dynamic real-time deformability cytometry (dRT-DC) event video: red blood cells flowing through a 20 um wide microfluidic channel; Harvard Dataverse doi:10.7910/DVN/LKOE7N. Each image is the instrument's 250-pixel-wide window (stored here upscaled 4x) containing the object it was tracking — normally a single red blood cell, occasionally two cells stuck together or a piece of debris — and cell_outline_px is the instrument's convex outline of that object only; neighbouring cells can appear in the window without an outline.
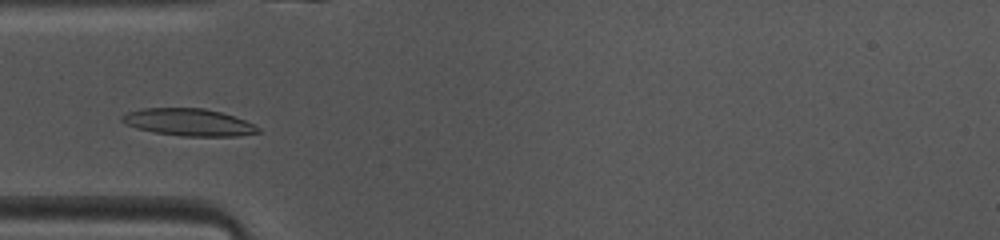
{"species": "common noctule bat (a hibernating species)", "species_latin": "Nyctalus noctula", "temperature_condition": "warm", "stored_images_in_passage": 39, "camera_frame_rate_fps": 3000, "um_per_image_px": 0.085, "animal": {"sex": "female", "body_mass_g": 10.0, "forearm_length_mm": 53.1}, "frame": {"image": 1, "passage_image": 5, "time_ms": 1.333, "image_size_px": [1000, 240], "cell_outline_px": [[260, 132], [236, 136], [180, 136], [156, 132], [136, 128], [124, 124], [120, 120], [120, 116], [128, 112], [144, 108], [204, 108], [220, 112], [244, 120], [260, 128]], "centroid_in_image_um": [15.99, 10.39], "position_along_channel_um": 69.0, "area_um2": 21.44}}
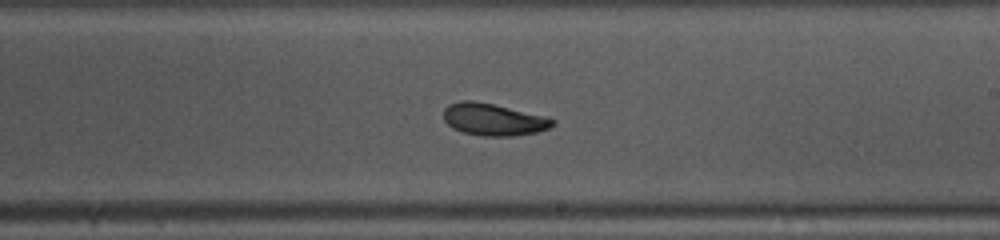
{"frame": {"image": 2, "passage_image": 18, "time_ms": 5.667, "image_size_px": [1000, 240], "cell_outline_px": [[556, 124], [548, 128], [536, 132], [512, 136], [484, 136], [464, 132], [452, 128], [444, 120], [444, 108], [448, 104], [460, 100], [472, 100], [492, 104], [548, 116], [556, 120]], "centroid_in_image_um": [41.96, 10.15], "position_along_channel_um": 247.0, "area_um2": 20.46}}
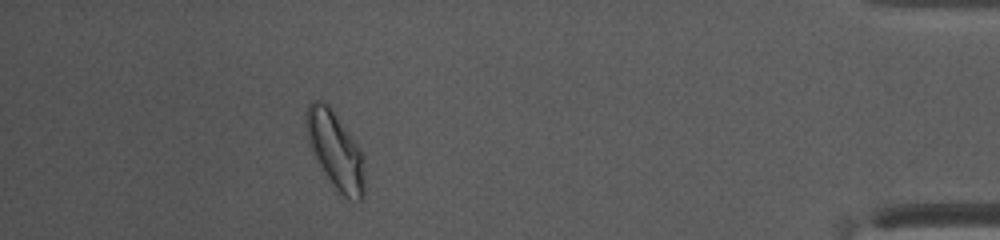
{"frame": {"image": 3, "passage_image": 34, "time_ms": 11.0, "image_size_px": [1000, 240], "cell_outline_px": [[364, 196], [360, 204], [348, 200], [332, 184], [320, 164], [308, 140], [304, 124], [304, 116], [308, 104], [312, 100], [320, 100], [328, 104], [352, 136], [364, 156]], "centroid_in_image_um": [28.53, 12.77], "position_along_channel_um": 406.7, "area_um2": 26.3}, "authors_computed_cell_mechanics": {"area_um2": 20.6346, "velocity_mm_per_s": 4.0791, "shape_relaxation_time_tau1_ms": 3.9443, "shape_relaxation_time_tau2_ms": 5.4343, "deformation_change_tau1": 0.141, "deformation_change_tau2": 0.1099}}